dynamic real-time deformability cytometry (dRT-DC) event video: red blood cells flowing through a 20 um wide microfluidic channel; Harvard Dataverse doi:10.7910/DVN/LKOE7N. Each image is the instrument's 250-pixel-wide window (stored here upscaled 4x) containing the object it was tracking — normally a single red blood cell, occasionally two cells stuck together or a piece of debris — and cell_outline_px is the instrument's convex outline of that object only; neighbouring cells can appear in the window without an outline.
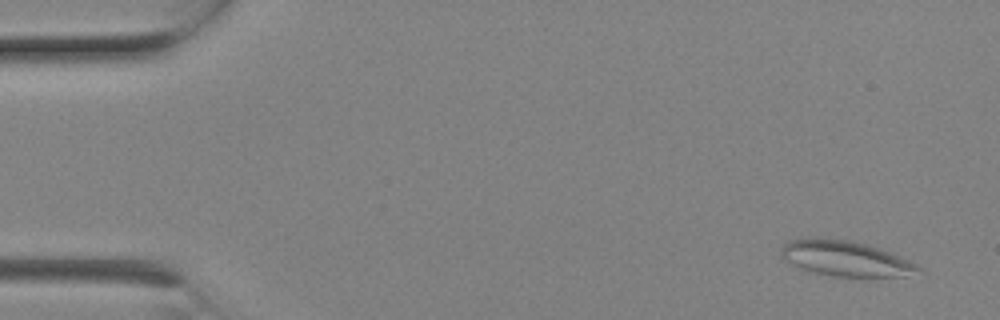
{"species": "Egyptian fruit bat (a non-hibernating species)", "species_latin": "Rousettus aegyptiacus", "temperature_condition": "room temperature", "stored_images_in_passage": 8, "camera_frame_rate_fps": 3000, "um_per_image_px": 0.085, "animal": {"sex": "female"}, "frame": {"image": 1, "passage_image": 1, "time_ms": 0.0, "image_size_px": [1000, 320], "cell_outline_px": [[920, 268], [904, 276], [836, 276], [812, 272], [800, 268], [784, 260], [780, 256], [780, 248], [788, 240], [808, 236], [824, 236], [852, 240], [868, 244], [892, 252], [916, 264]], "centroid_in_image_um": [71.74, 21.91], "position_along_channel_um": 13.3, "area_um2": 28.61}}
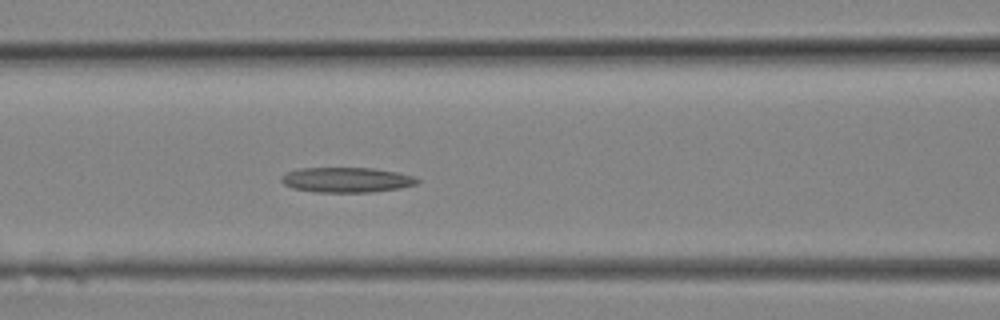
{"frame": {"image": 2, "passage_image": 8, "time_ms": 2.333, "image_size_px": [1000, 320], "cell_outline_px": [[420, 180], [416, 184], [400, 188], [372, 192], [316, 192], [292, 188], [284, 184], [280, 180], [280, 176], [284, 172], [300, 168], [376, 168], [416, 176]], "centroid_in_image_um": [29.44, 15.28], "position_along_channel_um": 137.2, "area_um2": 20.06}}